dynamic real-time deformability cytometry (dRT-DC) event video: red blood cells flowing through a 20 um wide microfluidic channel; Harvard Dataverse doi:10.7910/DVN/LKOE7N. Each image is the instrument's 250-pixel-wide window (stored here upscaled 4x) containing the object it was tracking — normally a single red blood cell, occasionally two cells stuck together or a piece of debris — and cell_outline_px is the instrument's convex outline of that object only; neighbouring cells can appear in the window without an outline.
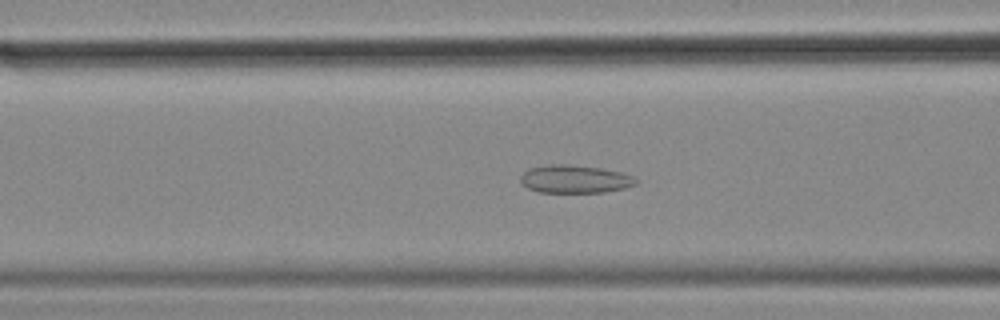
{"species": "common noctule bat (a hibernating species)", "species_latin": "Nyctalus noctula", "temperature_condition": "cold", "stored_images_in_passage": 57, "camera_frame_rate_fps": 3000, "um_per_image_px": 0.085, "animal": {"sex": "female", "body_mass_g": 18.4}, "frame": {"image": 1, "passage_image": 22, "time_ms": 7.0, "image_size_px": [1000, 320], "cell_outline_px": [[636, 184], [624, 188], [604, 192], [540, 192], [528, 188], [520, 180], [520, 176], [524, 172], [532, 168], [552, 164], [560, 164], [600, 168], [620, 172], [632, 176], [636, 180]], "centroid_in_image_um": [48.86, 15.23], "position_along_channel_um": 117.7, "area_um2": 18.38}}
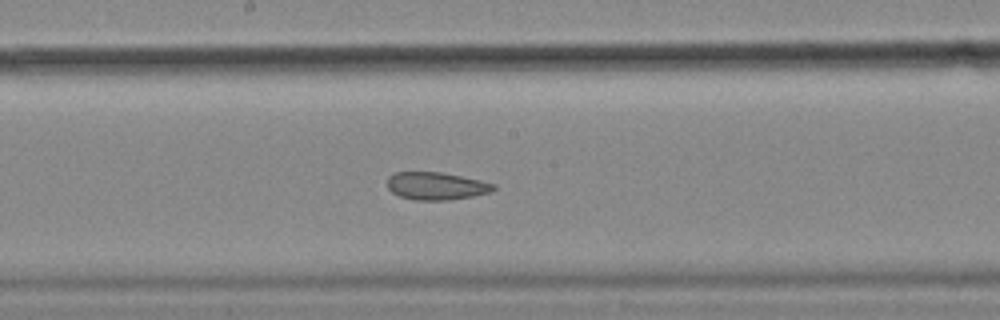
{"frame": {"image": 2, "passage_image": 30, "time_ms": 9.667, "image_size_px": [1000, 320], "cell_outline_px": [[496, 188], [492, 192], [472, 196], [448, 200], [416, 200], [400, 196], [392, 192], [388, 188], [388, 176], [396, 172], [440, 172], [480, 180], [496, 184]], "centroid_in_image_um": [37.1, 15.81], "position_along_channel_um": 211.1, "area_um2": 17.05}}
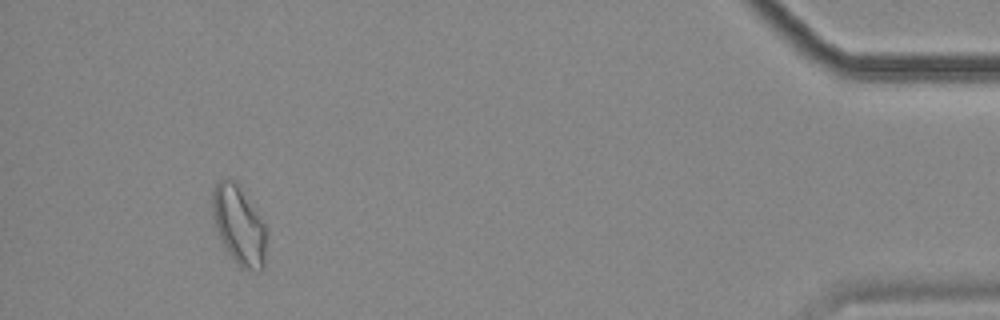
{"frame": {"image": 3, "passage_image": 53, "time_ms": 17.333, "image_size_px": [1000, 320], "cell_outline_px": [[264, 268], [260, 272], [240, 268], [224, 244], [216, 228], [212, 212], [212, 192], [216, 184], [220, 180], [236, 180], [264, 224]], "centroid_in_image_um": [20.29, 19.14], "position_along_channel_um": 414.9, "area_um2": 24.04}, "authors_computed_cell_mechanics": {"area_um2": 20.9236, "velocity_mm_per_s": 3.5156, "shape_relaxation_time_tau1_ms": null, "shape_relaxation_time_tau2_ms": 2.6613, "deformation_change_tau1": null, "deformation_change_tau2": 0.0878}}